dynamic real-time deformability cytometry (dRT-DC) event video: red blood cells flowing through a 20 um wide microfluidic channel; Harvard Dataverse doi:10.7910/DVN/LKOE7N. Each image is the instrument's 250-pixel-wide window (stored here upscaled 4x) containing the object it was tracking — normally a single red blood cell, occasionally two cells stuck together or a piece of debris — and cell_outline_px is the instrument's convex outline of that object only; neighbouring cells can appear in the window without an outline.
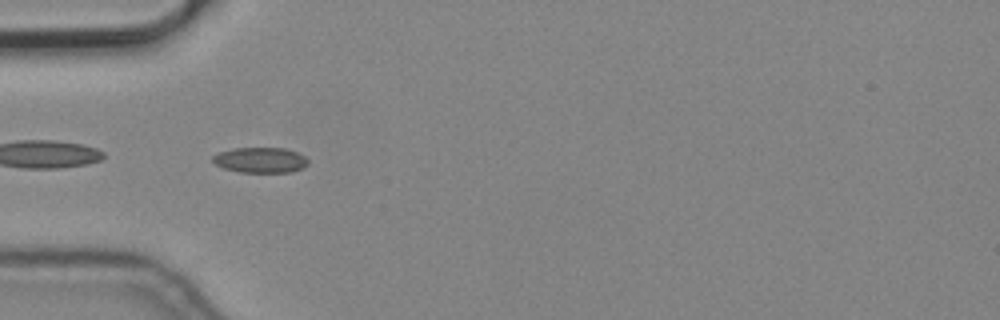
{"species": "common noctule bat (a hibernating species)", "species_latin": "Nyctalus noctula", "temperature_condition": "cold", "stored_images_in_passage": 10, "camera_frame_rate_fps": 3000, "um_per_image_px": 0.085, "animal": {"sex": "male", "body_mass_g": 19.2, "forearm_length_mm": 51.8}, "frame": {"image": 1, "passage_image": 4, "time_ms": 1.0, "image_size_px": [1000, 320], "cell_outline_px": [[308, 164], [304, 168], [292, 172], [240, 172], [224, 168], [216, 164], [212, 160], [212, 156], [220, 152], [232, 148], [284, 148], [296, 152], [304, 156], [308, 160]], "centroid_in_image_um": [22.15, 13.61], "position_along_channel_um": 62.9, "area_um2": 14.1}}
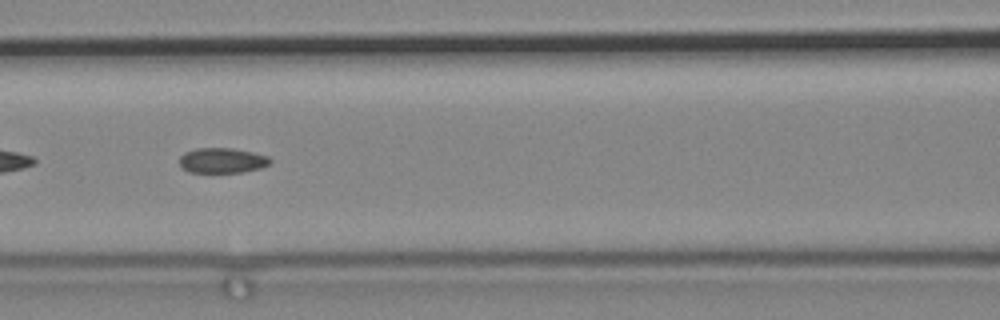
{"frame": {"image": 2, "passage_image": 6, "time_ms": 1.667, "image_size_px": [1000, 320], "cell_outline_px": [[272, 160], [268, 164], [260, 168], [240, 172], [188, 172], [180, 168], [180, 156], [184, 152], [196, 148], [232, 148], [252, 152], [268, 156]], "centroid_in_image_um": [18.84, 13.63], "position_along_channel_um": 147.8, "area_um2": 13.29}}
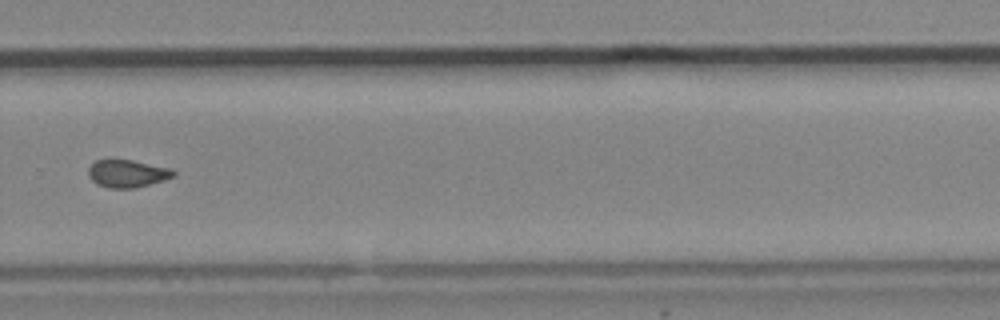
{"frame": {"image": 3, "passage_image": 10, "time_ms": 3.0, "image_size_px": [1000, 320], "cell_outline_px": [[176, 176], [164, 180], [136, 188], [108, 188], [96, 184], [88, 176], [88, 168], [96, 160], [132, 160], [168, 168], [176, 172]], "centroid_in_image_um": [10.81, 14.77], "position_along_channel_um": 319.0, "area_um2": 13.64}}